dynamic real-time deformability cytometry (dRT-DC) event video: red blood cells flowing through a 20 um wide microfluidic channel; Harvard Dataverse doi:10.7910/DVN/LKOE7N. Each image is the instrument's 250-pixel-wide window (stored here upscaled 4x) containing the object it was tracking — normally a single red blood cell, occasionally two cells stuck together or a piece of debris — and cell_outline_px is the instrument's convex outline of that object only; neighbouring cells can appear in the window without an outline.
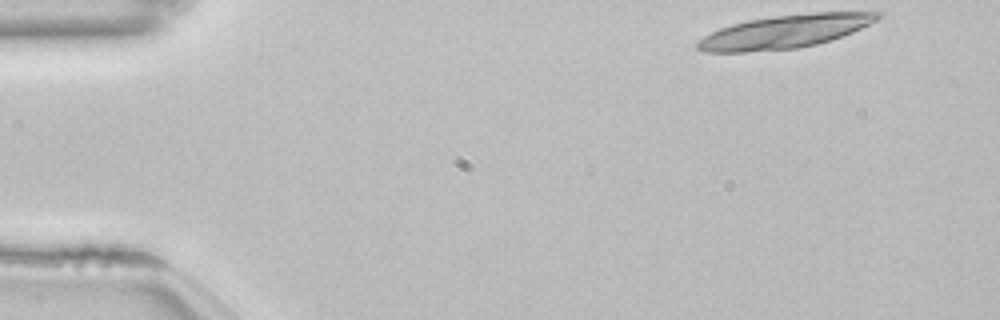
{"species": "common noctule bat (a hibernating species)", "species_latin": "Nyctalus noctula", "temperature_condition": "room temperature", "stored_images_in_passage": 15, "camera_frame_rate_fps": 3000, "um_per_image_px": 0.085, "animal": {"sex": "female", "body_mass_g": 22.7, "forearm_length_mm": 54.2}, "frame": {"image": 1, "passage_image": 1, "time_ms": 0.0, "image_size_px": [1000, 320], "cell_outline_px": [[884, 16], [852, 32], [816, 44], [796, 48], [744, 52], [704, 52], [696, 48], [696, 44], [704, 36], [720, 28], [732, 24], [748, 20], [776, 16], [816, 12], [884, 12]], "centroid_in_image_um": [66.71, 2.68], "position_along_channel_um": 18.3, "area_um2": 34.39}}